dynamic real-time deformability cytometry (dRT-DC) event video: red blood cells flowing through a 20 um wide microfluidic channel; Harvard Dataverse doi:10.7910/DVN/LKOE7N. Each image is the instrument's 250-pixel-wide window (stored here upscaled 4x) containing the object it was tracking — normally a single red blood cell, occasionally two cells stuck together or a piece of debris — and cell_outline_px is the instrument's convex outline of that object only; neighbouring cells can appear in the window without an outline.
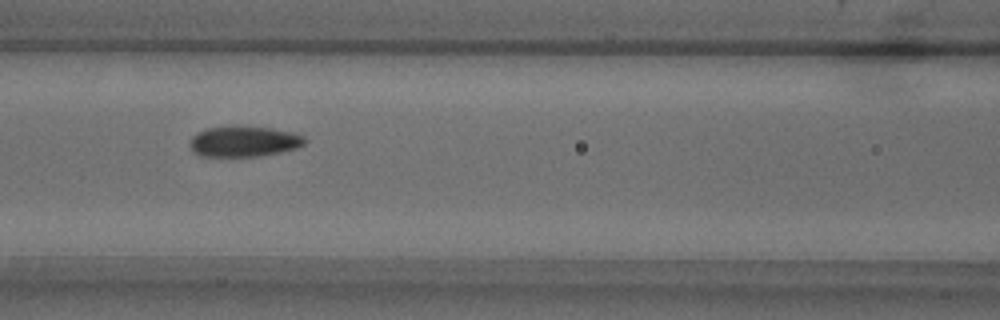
{"species": "common noctule bat (a hibernating species)", "species_latin": "Nyctalus noctula", "temperature_condition": "warm", "stored_images_in_passage": 39, "camera_frame_rate_fps": 3000, "um_per_image_px": 0.085, "animal": {"sex": "male", "body_mass_g": 18.8}, "frame": {"image": 1, "passage_image": 9, "time_ms": 2.667, "image_size_px": [1000, 320], "cell_outline_px": [[308, 140], [304, 144], [296, 148], [280, 152], [260, 156], [200, 156], [192, 152], [192, 136], [196, 132], [204, 128], [232, 124], [236, 124], [272, 128], [292, 132], [304, 136]], "centroid_in_image_um": [20.73, 11.98], "position_along_channel_um": 145.9, "area_um2": 21.04}}
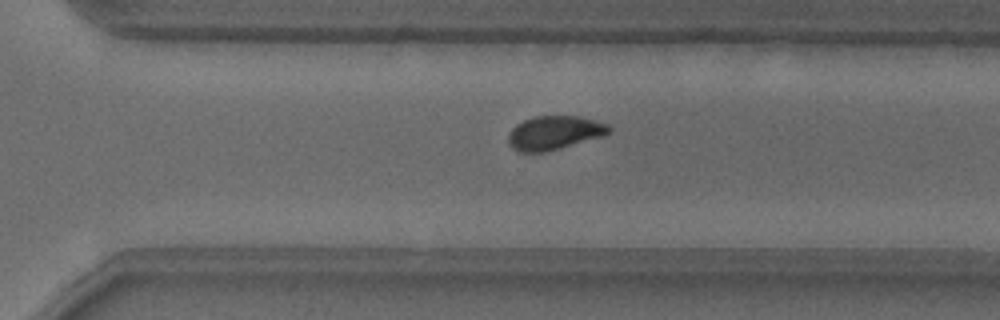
{"frame": {"image": 2, "passage_image": 23, "time_ms": 7.333, "image_size_px": [1000, 320], "cell_outline_px": [[612, 132], [604, 136], [560, 148], [544, 152], [520, 152], [512, 148], [508, 144], [508, 132], [516, 124], [524, 120], [536, 116], [580, 116], [608, 124], [612, 128]], "centroid_in_image_um": [47.13, 11.28], "position_along_channel_um": 323.5, "area_um2": 20.0}}
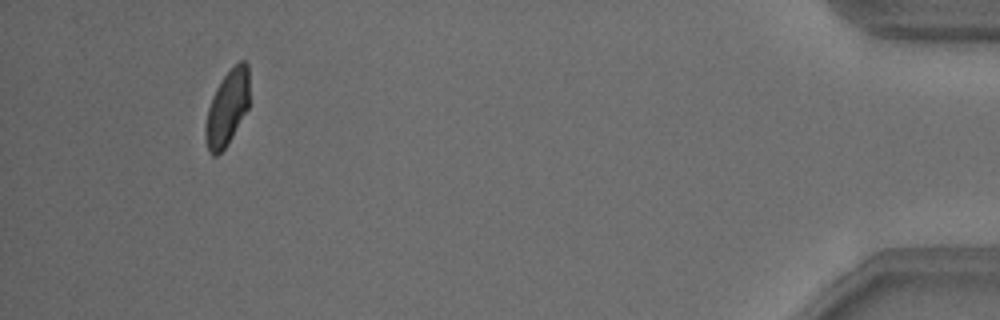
{"frame": {"image": 3, "passage_image": 36, "time_ms": 11.667, "image_size_px": [1000, 320], "cell_outline_px": [[248, 108], [232, 136], [224, 148], [216, 156], [212, 156], [208, 152], [204, 136], [204, 128], [208, 108], [212, 96], [216, 88], [224, 76], [240, 60], [244, 60], [248, 64]], "centroid_in_image_um": [19.28, 9.2], "position_along_channel_um": 415.9, "area_um2": 19.07}, "authors_computed_cell_mechanics": {"area_um2": 20.4034, "velocity_mm_per_s": 3.812, "shape_relaxation_time_tau1_ms": 3.338, "shape_relaxation_time_tau2_ms": 1.4429, "deformation_change_tau1": 0.1141, "deformation_change_tau2": 0.0513}}